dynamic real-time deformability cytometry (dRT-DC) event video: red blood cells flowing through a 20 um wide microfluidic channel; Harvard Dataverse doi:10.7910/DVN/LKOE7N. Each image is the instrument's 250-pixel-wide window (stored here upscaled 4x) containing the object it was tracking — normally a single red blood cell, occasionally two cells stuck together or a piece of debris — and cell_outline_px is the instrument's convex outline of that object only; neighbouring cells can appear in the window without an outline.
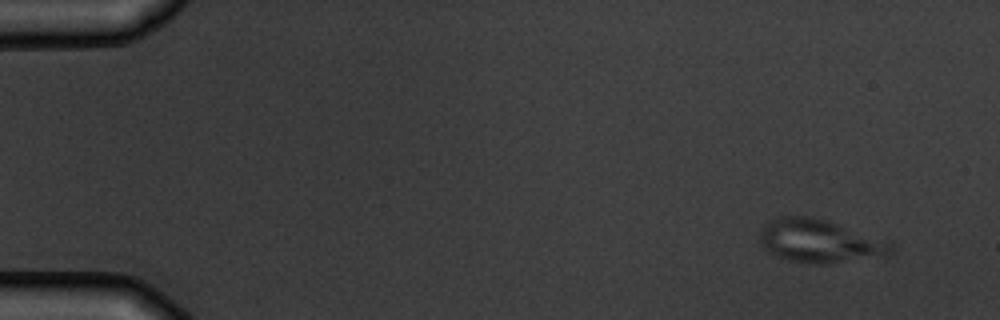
{"species": "common noctule bat (a hibernating species)", "species_latin": "Nyctalus noctula", "temperature_condition": "warm", "stored_images_in_passage": 6, "camera_frame_rate_fps": 3000, "um_per_image_px": 0.085, "animal": {"sex": "male", "body_mass_g": 19.5, "forearm_length_mm": 54.6}, "frame": {"image": 1, "passage_image": 6, "time_ms": 6.667, "image_size_px": [1000, 320], "cell_outline_px": [[892, 252], [884, 256], [828, 264], [808, 264], [788, 260], [776, 256], [768, 252], [764, 248], [760, 240], [760, 232], [764, 224], [768, 220], [780, 216], [808, 216], [828, 220], [892, 240]], "centroid_in_image_um": [69.7, 20.49], "position_along_channel_um": 15.3, "area_um2": 33.76}}